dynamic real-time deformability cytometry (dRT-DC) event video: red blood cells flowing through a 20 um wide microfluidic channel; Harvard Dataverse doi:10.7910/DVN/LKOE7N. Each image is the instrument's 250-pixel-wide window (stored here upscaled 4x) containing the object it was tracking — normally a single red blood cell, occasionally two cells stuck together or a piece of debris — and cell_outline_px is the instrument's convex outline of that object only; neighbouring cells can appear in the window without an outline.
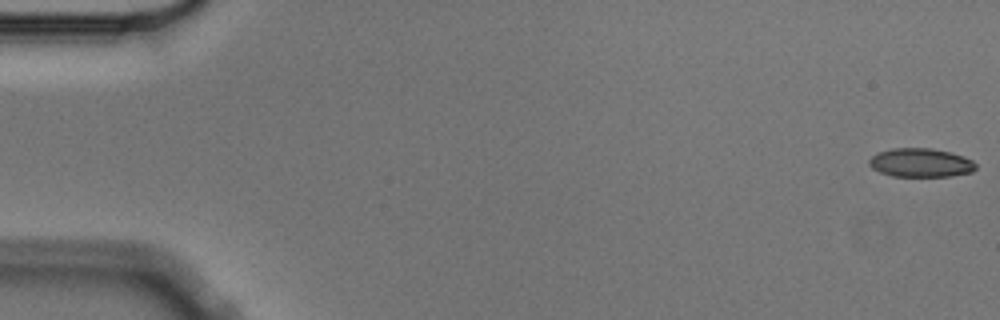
{"species": "Egyptian fruit bat (a non-hibernating species)", "species_latin": "Rousettus aegyptiacus", "temperature_condition": "cold", "stored_images_in_passage": 8, "camera_frame_rate_fps": 3000, "um_per_image_px": 0.085, "animal": {"sex": "male"}, "frame": {"image": 1, "passage_image": 1, "time_ms": 0.0, "image_size_px": [1000, 320], "cell_outline_px": [[976, 168], [972, 172], [952, 176], [892, 176], [880, 172], [872, 168], [868, 164], [868, 160], [876, 152], [892, 148], [932, 148], [952, 152], [964, 156], [972, 160], [976, 164]], "centroid_in_image_um": [78.25, 13.82], "position_along_channel_um": 6.7, "area_um2": 18.09}}
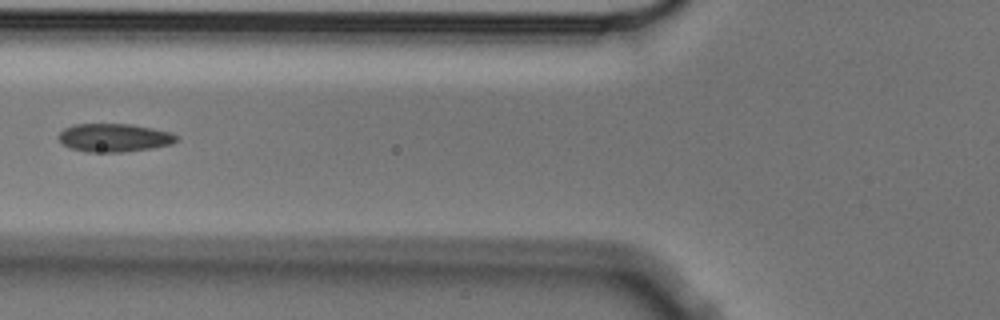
{"frame": {"image": 2, "passage_image": 6, "time_ms": 1.667, "image_size_px": [1000, 320], "cell_outline_px": [[180, 136], [172, 144], [152, 148], [124, 152], [88, 152], [68, 148], [56, 136], [64, 128], [72, 124], [132, 124], [172, 132]], "centroid_in_image_um": [9.7, 11.7], "position_along_channel_um": 116.1, "area_um2": 19.65}}
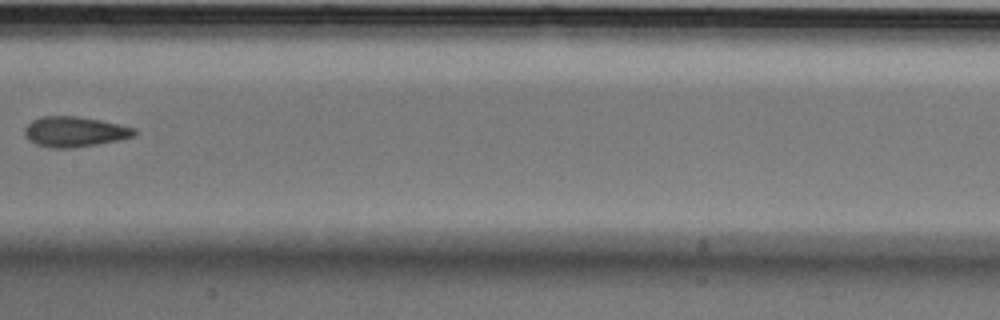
{"frame": {"image": 3, "passage_image": 8, "time_ms": 2.333, "image_size_px": [1000, 320], "cell_outline_px": [[136, 136], [120, 140], [72, 148], [52, 148], [36, 144], [28, 140], [24, 136], [24, 128], [32, 120], [40, 116], [76, 116], [100, 120], [120, 124], [136, 128]], "centroid_in_image_um": [6.34, 11.19], "position_along_channel_um": 201.1, "area_um2": 19.54}}